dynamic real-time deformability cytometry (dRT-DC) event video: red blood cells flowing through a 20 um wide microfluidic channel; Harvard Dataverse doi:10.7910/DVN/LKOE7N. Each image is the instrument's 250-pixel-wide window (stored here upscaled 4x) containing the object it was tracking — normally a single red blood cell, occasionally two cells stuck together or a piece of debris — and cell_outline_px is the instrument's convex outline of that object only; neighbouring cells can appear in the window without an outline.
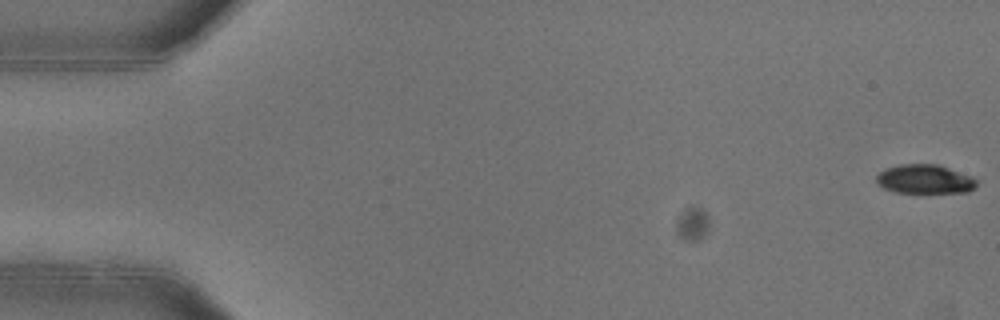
{"species": "common noctule bat (a hibernating species)", "species_latin": "Nyctalus noctula", "temperature_condition": "warm", "stored_images_in_passage": 53, "camera_frame_rate_fps": 3000, "um_per_image_px": 0.085, "animal": {"sex": "female"}, "frame": {"image": 1, "passage_image": 1, "time_ms": 0.0, "image_size_px": [1000, 320], "cell_outline_px": [[976, 188], [968, 192], [896, 192], [884, 188], [876, 184], [876, 176], [884, 168], [900, 164], [940, 164], [972, 176], [976, 180]], "centroid_in_image_um": [78.6, 15.21], "position_along_channel_um": 6.4, "area_um2": 17.11}}
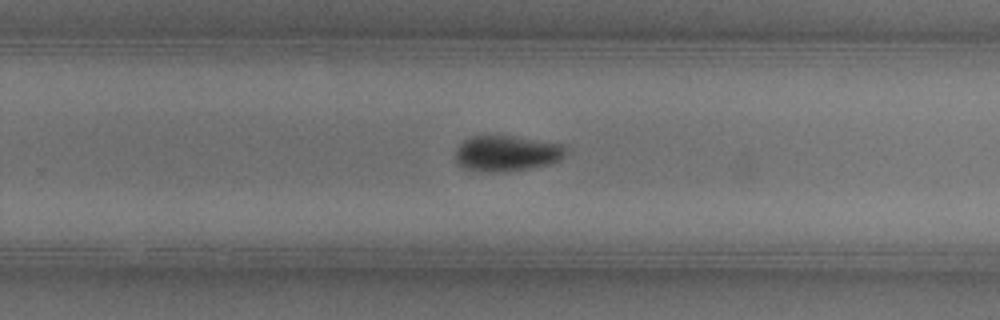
{"frame": {"image": 2, "passage_image": 34, "time_ms": 11.0, "image_size_px": [1000, 320], "cell_outline_px": [[568, 148], [564, 156], [560, 160], [552, 164], [528, 168], [488, 172], [464, 168], [456, 160], [456, 148], [464, 140], [472, 136], [512, 136], [564, 144]], "centroid_in_image_um": [43.11, 13.02], "position_along_channel_um": 286.7, "area_um2": 22.77}}
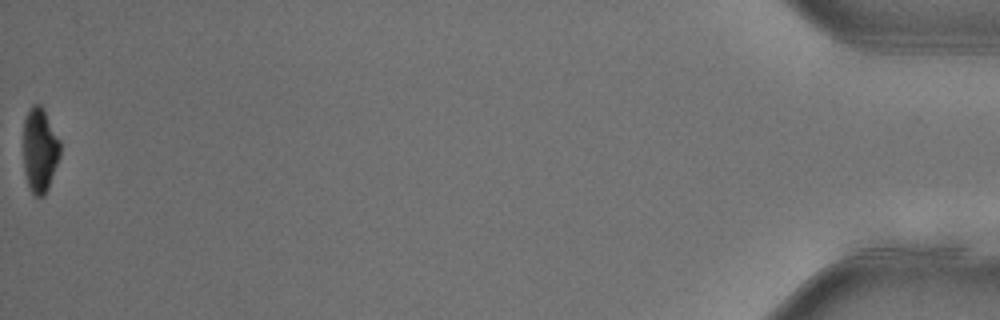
{"frame": {"image": 3, "passage_image": 53, "time_ms": 17.333, "image_size_px": [1000, 320], "cell_outline_px": [[60, 156], [48, 188], [44, 196], [36, 196], [32, 192], [28, 184], [24, 172], [24, 120], [32, 104], [40, 104], [44, 108], [60, 140]], "centroid_in_image_um": [3.39, 12.73], "position_along_channel_um": 431.8, "area_um2": 18.09}, "authors_computed_cell_mechanics": {"area_um2": 21.097, "velocity_mm_per_s": 3.9771, "shape_relaxation_time_tau1_ms": 2.5548, "shape_relaxation_time_tau2_ms": null, "deformation_change_tau1": 0.1688, "deformation_change_tau2": null}}